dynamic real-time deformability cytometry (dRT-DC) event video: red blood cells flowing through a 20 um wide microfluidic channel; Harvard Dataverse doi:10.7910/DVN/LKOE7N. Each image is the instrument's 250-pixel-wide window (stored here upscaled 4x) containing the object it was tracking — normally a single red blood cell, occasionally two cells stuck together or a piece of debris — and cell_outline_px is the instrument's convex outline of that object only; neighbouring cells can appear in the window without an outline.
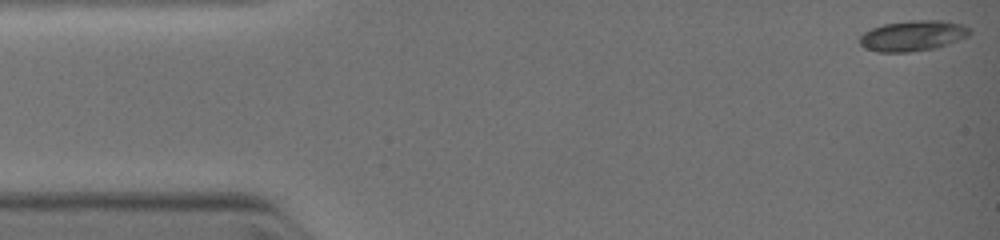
{"species": "common noctule bat (a hibernating species)", "species_latin": "Nyctalus noctula", "temperature_condition": "warm", "stored_images_in_passage": 41, "camera_frame_rate_fps": 3000, "um_per_image_px": 0.085, "animal": {"sex": "female", "body_mass_g": 19.0, "forearm_length_mm": 51.5}, "frame": {"image": 1, "passage_image": 1, "time_ms": 0.0, "image_size_px": [1000, 240], "cell_outline_px": [[972, 32], [968, 36], [936, 48], [908, 52], [876, 52], [864, 48], [860, 44], [860, 36], [864, 32], [872, 28], [884, 24], [908, 20], [944, 20], [964, 24], [972, 28]], "centroid_in_image_um": [77.61, 3.03], "position_along_channel_um": 7.4, "area_um2": 19.83}}
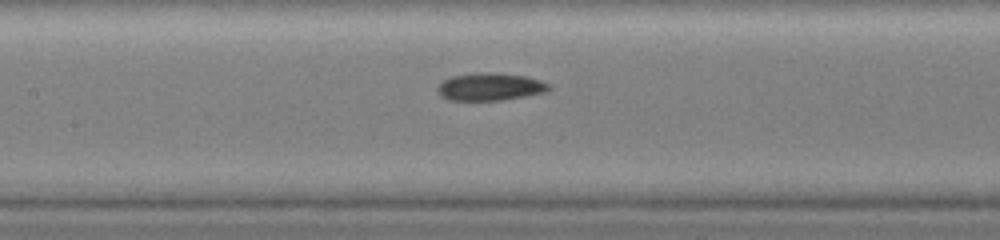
{"frame": {"image": 2, "passage_image": 22, "time_ms": 5.333, "image_size_px": [1000, 240], "cell_outline_px": [[552, 88], [548, 92], [500, 100], [448, 100], [440, 96], [436, 92], [436, 88], [444, 80], [452, 76], [476, 72], [500, 72], [528, 76], [552, 84]], "centroid_in_image_um": [41.69, 7.36], "position_along_channel_um": 165.7, "area_um2": 18.32}}
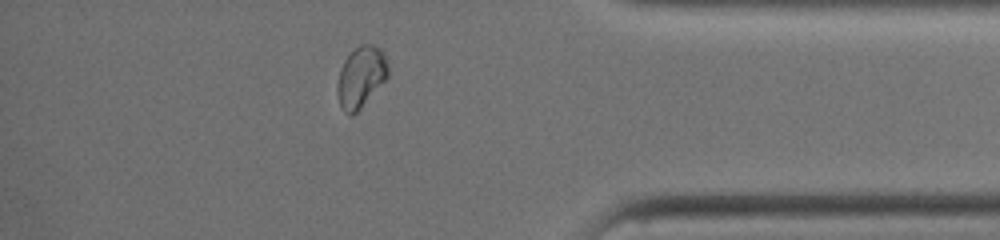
{"frame": {"image": 3, "passage_image": 37, "time_ms": 10.333, "image_size_px": [1000, 240], "cell_outline_px": [[388, 76], [360, 108], [352, 116], [344, 112], [340, 104], [336, 88], [340, 68], [344, 60], [360, 44], [372, 44], [380, 48], [384, 52], [388, 64]], "centroid_in_image_um": [30.68, 6.52], "position_along_channel_um": 404.5, "area_um2": 17.86}}